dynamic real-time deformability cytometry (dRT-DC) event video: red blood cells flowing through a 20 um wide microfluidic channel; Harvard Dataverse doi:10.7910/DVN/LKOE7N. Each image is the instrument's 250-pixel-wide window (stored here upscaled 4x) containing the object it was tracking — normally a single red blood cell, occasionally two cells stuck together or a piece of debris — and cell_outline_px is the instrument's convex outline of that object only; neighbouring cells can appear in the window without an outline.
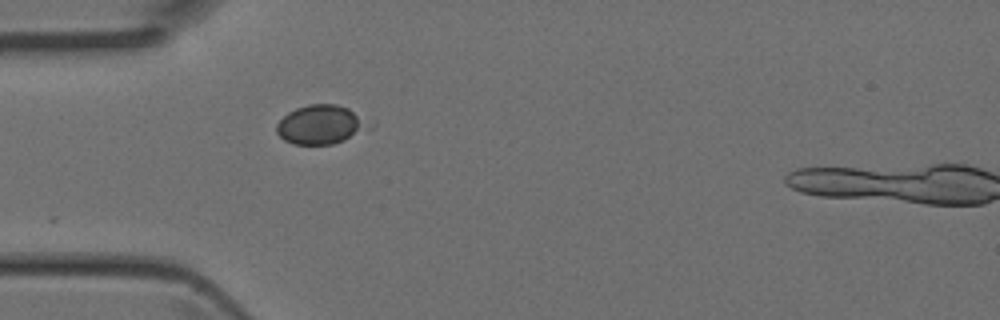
{"species": "Egyptian fruit bat (a non-hibernating species)", "species_latin": "Rousettus aegyptiacus", "temperature_condition": "room temperature", "stored_images_in_passage": 5, "camera_frame_rate_fps": 3000, "um_per_image_px": 0.085, "animal": {"sex": "female"}, "frame": {"image": 1, "passage_image": 3, "time_ms": 0.667, "image_size_px": [1000, 320], "cell_outline_px": [[376, 124], [372, 128], [344, 140], [332, 144], [292, 144], [284, 140], [276, 132], [276, 124], [288, 112], [296, 108], [308, 104], [336, 104], [348, 108], [376, 120]], "centroid_in_image_um": [27.39, 10.58], "position_along_channel_um": 57.6, "area_um2": 21.68}}